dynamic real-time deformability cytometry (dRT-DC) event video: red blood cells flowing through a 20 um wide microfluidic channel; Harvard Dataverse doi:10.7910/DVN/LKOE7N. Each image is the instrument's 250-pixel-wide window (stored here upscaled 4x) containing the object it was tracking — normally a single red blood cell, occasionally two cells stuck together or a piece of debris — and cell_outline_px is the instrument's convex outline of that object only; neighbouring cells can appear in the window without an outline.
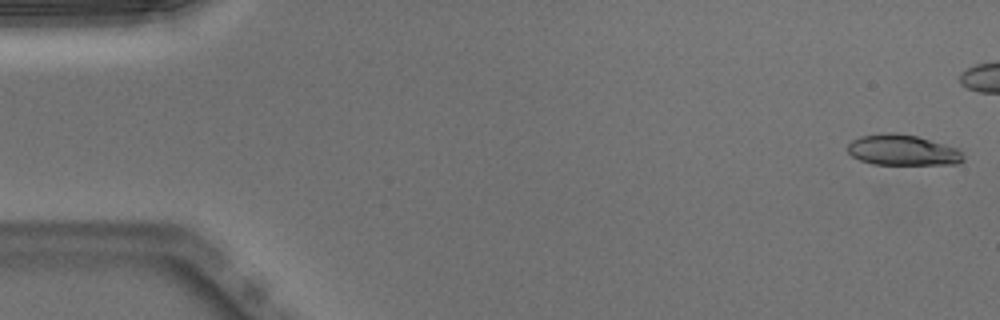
{"species": "Egyptian fruit bat (a non-hibernating species)", "species_latin": "Rousettus aegyptiacus", "temperature_condition": "warm", "stored_images_in_passage": 40, "camera_frame_rate_fps": 3000, "um_per_image_px": 0.085, "animal": {"sex": "male"}, "frame": {"image": 1, "passage_image": 1, "time_ms": 0.0, "image_size_px": [1000, 320], "cell_outline_px": [[964, 160], [956, 164], [872, 164], [860, 160], [852, 156], [848, 152], [848, 144], [852, 140], [860, 136], [888, 132], [896, 132], [916, 136], [944, 144], [956, 148], [964, 156]], "centroid_in_image_um": [76.69, 12.76], "position_along_channel_um": 8.3, "area_um2": 20.58}}
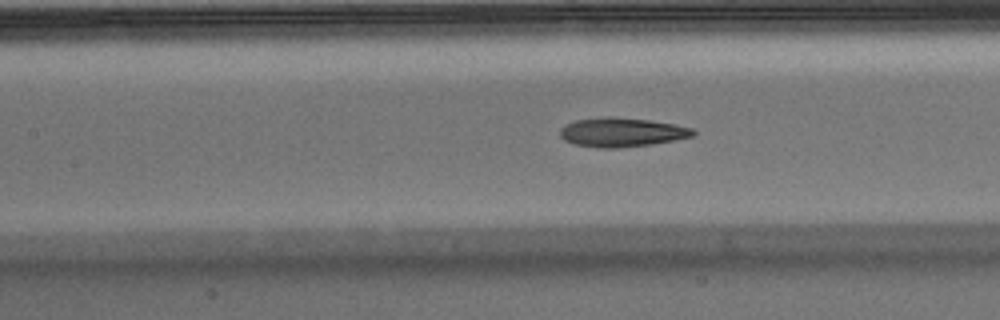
{"frame": {"image": 2, "passage_image": 22, "time_ms": 7.0, "image_size_px": [1000, 320], "cell_outline_px": [[696, 132], [692, 136], [652, 144], [620, 148], [596, 148], [576, 144], [564, 140], [560, 136], [560, 128], [564, 124], [576, 120], [604, 116], [612, 116], [648, 120], [676, 124], [692, 128]], "centroid_in_image_um": [52.81, 11.23], "position_along_channel_um": 154.6, "area_um2": 22.66}}
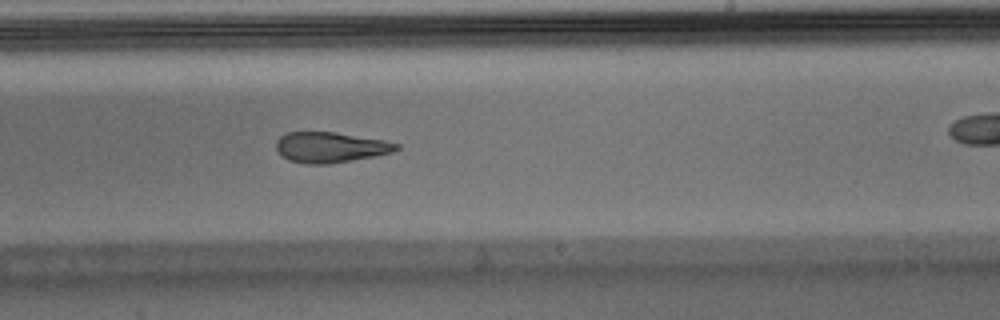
{"frame": {"image": 3, "passage_image": 30, "time_ms": 9.667, "image_size_px": [1000, 320], "cell_outline_px": [[400, 148], [392, 152], [376, 156], [352, 160], [324, 164], [304, 164], [288, 160], [276, 148], [276, 140], [280, 136], [288, 132], [336, 132], [384, 140], [400, 144]], "centroid_in_image_um": [28.1, 12.51], "position_along_channel_um": 260.9, "area_um2": 21.33}}